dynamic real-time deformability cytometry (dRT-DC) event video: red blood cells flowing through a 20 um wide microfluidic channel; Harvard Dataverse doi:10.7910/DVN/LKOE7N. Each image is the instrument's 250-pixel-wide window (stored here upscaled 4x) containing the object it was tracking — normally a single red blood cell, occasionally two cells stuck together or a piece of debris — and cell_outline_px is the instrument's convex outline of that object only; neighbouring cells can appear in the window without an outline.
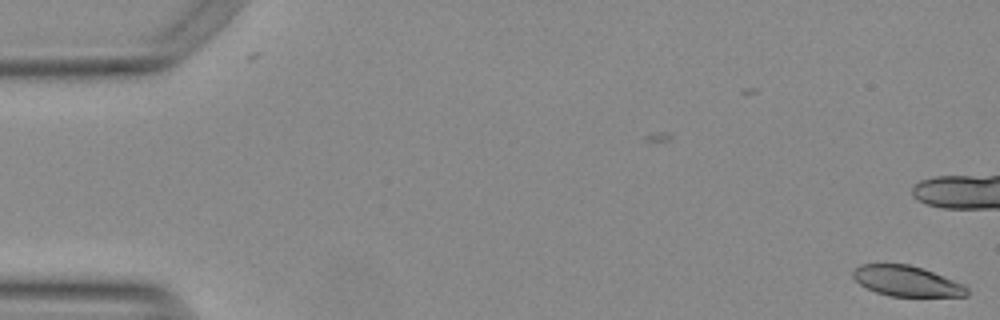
{"species": "Egyptian fruit bat (a non-hibernating species)", "species_latin": "Rousettus aegyptiacus", "temperature_condition": "warm", "stored_images_in_passage": 4, "camera_frame_rate_fps": 3000, "um_per_image_px": 0.085, "animal": {"sex": "female"}, "frame": {"image": 1, "passage_image": 4, "time_ms": 1.0, "image_size_px": [1000, 320], "cell_outline_px": [[968, 296], [892, 296], [876, 292], [860, 284], [852, 276], [852, 272], [856, 268], [864, 264], [908, 264], [932, 272], [964, 284], [968, 288]], "centroid_in_image_um": [77.08, 23.9], "position_along_channel_um": 7.9, "area_um2": 19.88}}